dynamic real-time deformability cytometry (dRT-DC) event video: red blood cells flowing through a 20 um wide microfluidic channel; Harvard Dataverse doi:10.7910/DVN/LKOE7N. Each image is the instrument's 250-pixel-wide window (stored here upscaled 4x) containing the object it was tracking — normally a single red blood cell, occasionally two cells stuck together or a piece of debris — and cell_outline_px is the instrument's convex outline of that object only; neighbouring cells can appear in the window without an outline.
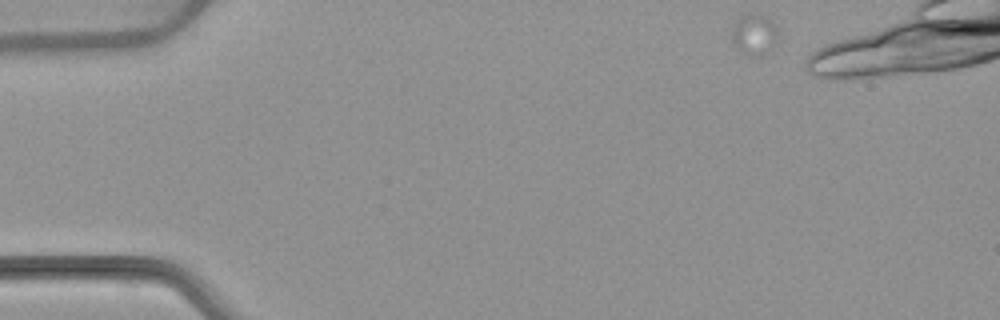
{"species": "common noctule bat (a hibernating species)", "species_latin": "Nyctalus noctula", "temperature_condition": "warm", "stored_images_in_passage": 18, "camera_frame_rate_fps": 3000, "um_per_image_px": 0.085, "animal": {"sex": "female", "body_mass_g": 22.7, "forearm_length_mm": 54.2}, "frame": {"image": 1, "passage_image": 1, "time_ms": 0.0, "image_size_px": [1000, 320], "cell_outline_px": [[776, 36], [772, 52], [752, 56], [744, 52], [732, 40], [732, 28], [740, 16], [744, 12], [760, 12], [768, 16], [776, 24]], "centroid_in_image_um": [64.14, 2.84], "position_along_channel_um": 20.9, "area_um2": 11.16}}